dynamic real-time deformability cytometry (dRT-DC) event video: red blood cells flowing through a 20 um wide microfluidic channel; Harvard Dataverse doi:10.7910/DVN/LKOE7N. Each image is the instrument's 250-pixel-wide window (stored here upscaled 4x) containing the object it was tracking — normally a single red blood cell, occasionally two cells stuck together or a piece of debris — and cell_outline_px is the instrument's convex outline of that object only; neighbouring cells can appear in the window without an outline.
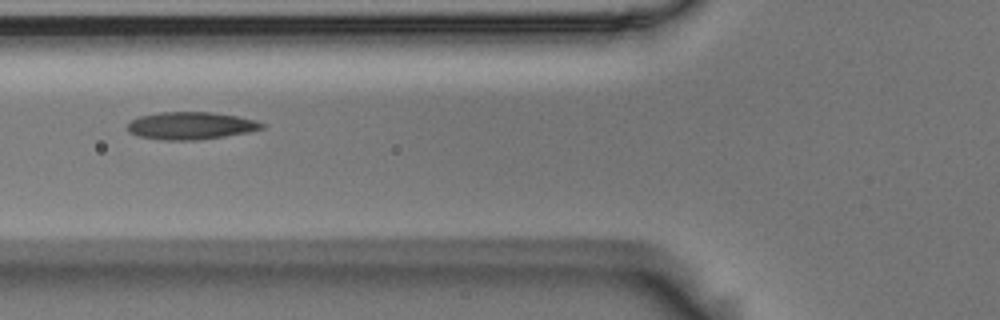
{"species": "Egyptian fruit bat (a non-hibernating species)", "species_latin": "Rousettus aegyptiacus", "temperature_condition": "room temperature", "stored_images_in_passage": 17, "camera_frame_rate_fps": 3000, "um_per_image_px": 0.085, "animal": {"sex": "male"}, "frame": {"image": 1, "passage_image": 6, "time_ms": 1.667, "image_size_px": [1000, 320], "cell_outline_px": [[264, 128], [248, 132], [224, 136], [196, 140], [160, 140], [136, 136], [128, 132], [128, 124], [132, 120], [140, 116], [160, 112], [212, 112], [236, 116], [256, 120], [264, 124]], "centroid_in_image_um": [16.19, 10.69], "position_along_channel_um": 109.6, "area_um2": 21.5}}